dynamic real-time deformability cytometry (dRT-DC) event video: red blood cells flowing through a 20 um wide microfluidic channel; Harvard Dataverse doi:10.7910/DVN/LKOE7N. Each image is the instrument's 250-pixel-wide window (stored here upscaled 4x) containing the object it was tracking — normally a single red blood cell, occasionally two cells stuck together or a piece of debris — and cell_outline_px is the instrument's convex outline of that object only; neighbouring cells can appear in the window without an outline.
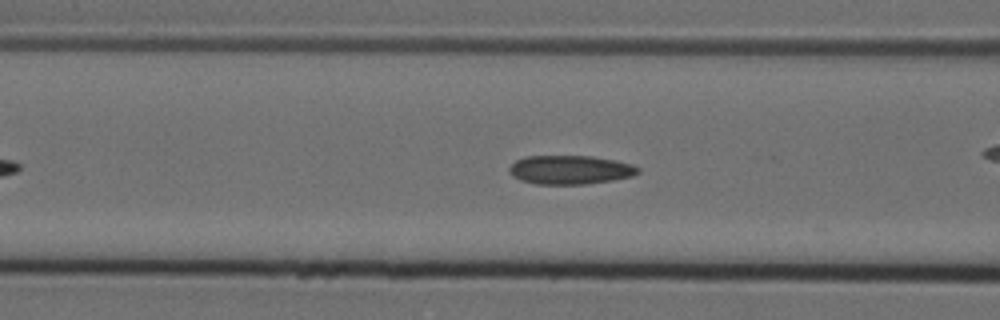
{"species": "Egyptian fruit bat (a non-hibernating species)", "species_latin": "Rousettus aegyptiacus", "temperature_condition": "cold", "stored_images_in_passage": 10, "camera_frame_rate_fps": 3000, "um_per_image_px": 0.085, "animal": {"sex": "female"}, "frame": {"image": 1, "passage_image": 8, "time_ms": 2.333, "image_size_px": [1000, 320], "cell_outline_px": [[640, 172], [632, 176], [612, 180], [584, 184], [536, 184], [520, 180], [512, 176], [508, 168], [516, 160], [524, 156], [592, 156], [616, 160], [632, 164], [640, 168]], "centroid_in_image_um": [48.46, 14.43], "position_along_channel_um": 118.1, "area_um2": 21.73}}